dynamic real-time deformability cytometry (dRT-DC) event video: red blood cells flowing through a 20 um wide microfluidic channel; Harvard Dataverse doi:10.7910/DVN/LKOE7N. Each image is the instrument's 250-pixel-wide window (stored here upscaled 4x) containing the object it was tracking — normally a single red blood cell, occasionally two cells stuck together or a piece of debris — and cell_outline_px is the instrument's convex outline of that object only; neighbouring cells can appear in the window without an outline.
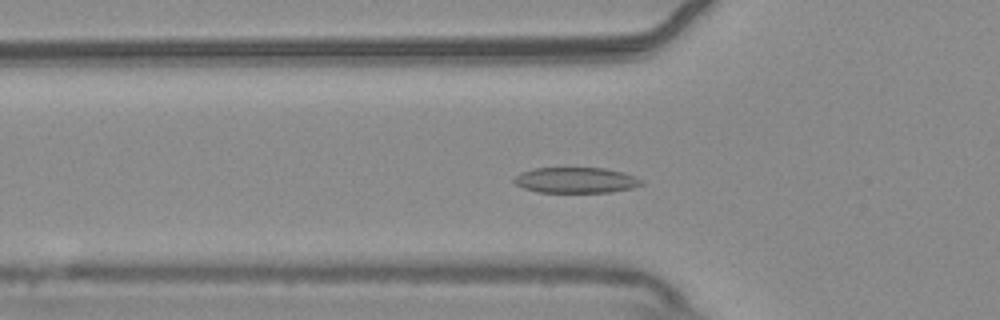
{"species": "common noctule bat (a hibernating species)", "species_latin": "Nyctalus noctula", "temperature_condition": "warm", "stored_images_in_passage": 54, "camera_frame_rate_fps": 3000, "um_per_image_px": 0.085, "animal": {"sex": "male", "body_mass_g": 20.4}, "frame": {"image": 1, "passage_image": 18, "time_ms": 5.667, "image_size_px": [1000, 320], "cell_outline_px": [[644, 184], [632, 188], [612, 192], [536, 192], [524, 188], [516, 184], [512, 180], [520, 172], [536, 168], [604, 168], [624, 172], [636, 176], [644, 180]], "centroid_in_image_um": [48.99, 15.31], "position_along_channel_um": 76.8, "area_um2": 19.19}}
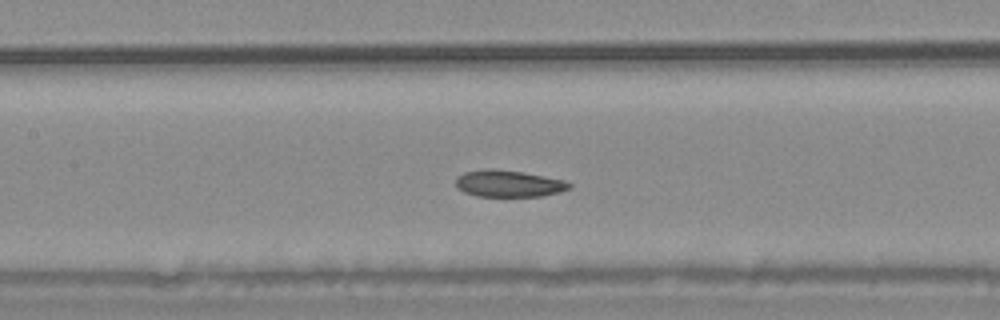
{"frame": {"image": 2, "passage_image": 25, "time_ms": 8.0, "image_size_px": [1000, 320], "cell_outline_px": [[572, 188], [560, 192], [540, 196], [476, 196], [464, 192], [456, 188], [456, 176], [464, 172], [480, 168], [492, 168], [524, 172], [564, 180], [572, 184]], "centroid_in_image_um": [43.2, 15.59], "position_along_channel_um": 164.2, "area_um2": 17.98}}
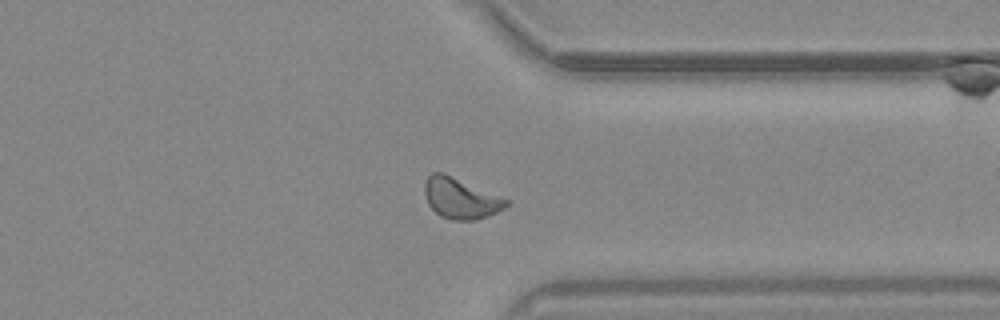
{"frame": {"image": 3, "passage_image": 42, "time_ms": 13.667, "image_size_px": [1000, 320], "cell_outline_px": [[508, 204], [504, 208], [488, 216], [472, 220], [452, 220], [440, 216], [428, 204], [424, 192], [424, 184], [428, 176], [432, 172], [444, 172], [508, 200]], "centroid_in_image_um": [39.11, 16.85], "position_along_channel_um": 372.3, "area_um2": 19.13}, "authors_computed_cell_mechanics": {"area_um2": 19.0451, "velocity_mm_per_s": 3.6999, "shape_relaxation_time_tau1_ms": 4.747, "shape_relaxation_time_tau2_ms": 2.5932, "deformation_change_tau1": 0.115, "deformation_change_tau2": 0.082}}